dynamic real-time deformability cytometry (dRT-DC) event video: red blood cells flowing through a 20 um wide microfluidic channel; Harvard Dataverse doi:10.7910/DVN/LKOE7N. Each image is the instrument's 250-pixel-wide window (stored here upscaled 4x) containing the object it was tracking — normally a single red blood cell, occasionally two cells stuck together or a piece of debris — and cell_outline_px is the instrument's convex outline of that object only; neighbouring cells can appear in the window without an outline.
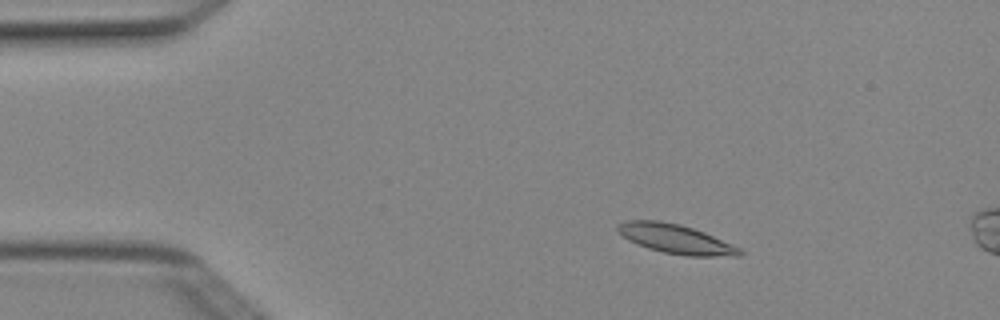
{"species": "Egyptian fruit bat (a non-hibernating species)", "species_latin": "Rousettus aegyptiacus", "temperature_condition": "cold", "stored_images_in_passage": 4, "camera_frame_rate_fps": 3000, "um_per_image_px": 0.085, "animal": {"sex": "female"}, "frame": {"image": 1, "passage_image": 2, "time_ms": 0.333, "image_size_px": [1000, 320], "cell_outline_px": [[744, 252], [740, 256], [688, 256], [664, 252], [648, 248], [636, 244], [628, 240], [616, 228], [616, 224], [624, 220], [656, 220], [680, 224], [704, 232], [732, 244], [740, 248]], "centroid_in_image_um": [57.43, 20.3], "position_along_channel_um": 27.6, "area_um2": 20.75}}